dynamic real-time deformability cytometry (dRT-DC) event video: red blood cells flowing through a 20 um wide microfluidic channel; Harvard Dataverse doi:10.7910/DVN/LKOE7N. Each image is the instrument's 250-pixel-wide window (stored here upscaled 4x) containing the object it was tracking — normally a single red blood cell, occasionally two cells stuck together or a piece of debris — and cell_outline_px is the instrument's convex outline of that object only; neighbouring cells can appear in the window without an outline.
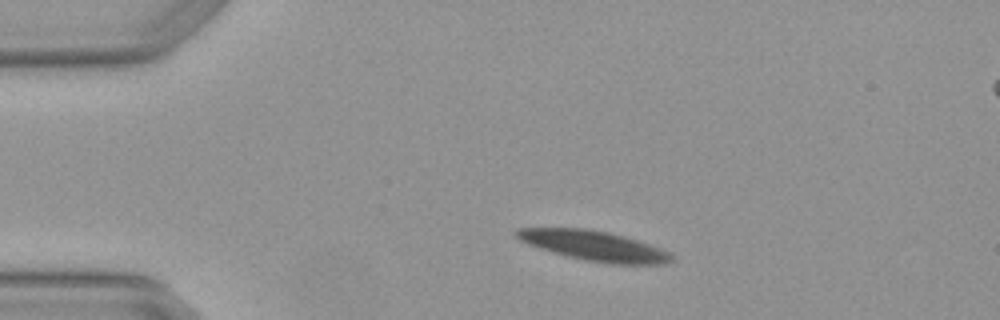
{"species": "Egyptian fruit bat (a non-hibernating species)", "species_latin": "Rousettus aegyptiacus", "temperature_condition": "warm", "stored_images_in_passage": 3, "camera_frame_rate_fps": 3000, "um_per_image_px": 0.085, "animal": {"sex": "female"}, "frame": {"image": 1, "passage_image": 2, "time_ms": 0.333, "image_size_px": [1000, 320], "cell_outline_px": [[676, 260], [668, 264], [612, 264], [584, 260], [568, 256], [540, 248], [528, 244], [520, 240], [512, 232], [516, 228], [588, 228], [608, 232], [624, 236], [660, 248], [676, 256]], "centroid_in_image_um": [50.52, 20.89], "position_along_channel_um": 34.5, "area_um2": 27.11}}